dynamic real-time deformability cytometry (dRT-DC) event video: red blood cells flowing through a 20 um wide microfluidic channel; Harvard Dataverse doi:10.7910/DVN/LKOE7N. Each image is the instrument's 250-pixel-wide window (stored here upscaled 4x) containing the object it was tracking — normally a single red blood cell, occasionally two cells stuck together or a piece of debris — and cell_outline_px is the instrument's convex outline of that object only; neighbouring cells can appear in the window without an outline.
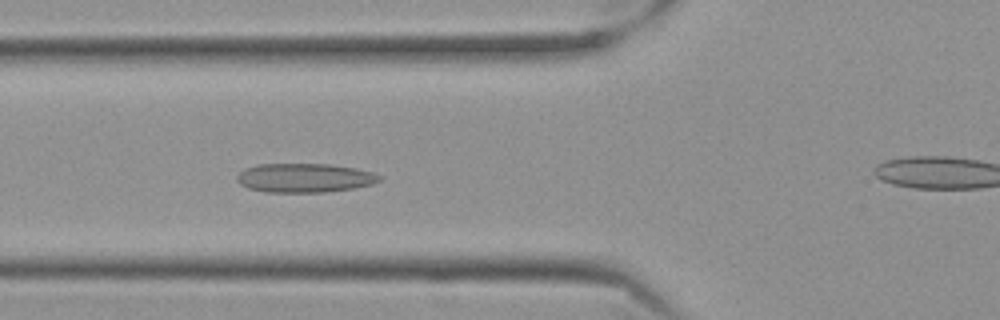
{"species": "Egyptian fruit bat (a non-hibernating species)", "species_latin": "Rousettus aegyptiacus", "temperature_condition": "cold", "stored_images_in_passage": 45, "camera_frame_rate_fps": 3000, "um_per_image_px": 0.085, "frame": {"image": 1, "passage_image": 8, "time_ms": 2.333, "image_size_px": [1000, 320], "cell_outline_px": [[380, 180], [372, 184], [352, 188], [324, 192], [264, 192], [248, 188], [240, 184], [236, 180], [236, 176], [244, 168], [256, 164], [328, 164], [356, 168], [372, 172], [380, 176]], "centroid_in_image_um": [25.83, 15.11], "position_along_channel_um": 100.0, "area_um2": 24.1}}
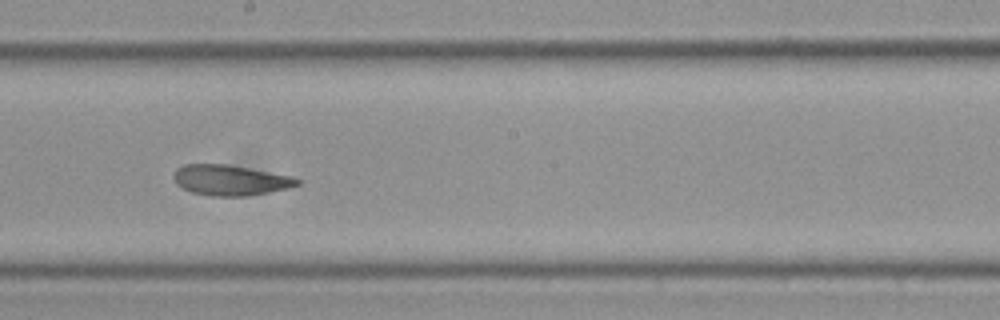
{"frame": {"image": 2, "passage_image": 19, "time_ms": 6.0, "image_size_px": [1000, 320], "cell_outline_px": [[300, 184], [288, 188], [248, 196], [208, 196], [192, 192], [176, 184], [172, 176], [176, 168], [184, 164], [228, 164], [292, 176], [300, 180]], "centroid_in_image_um": [19.55, 15.31], "position_along_channel_um": 228.7, "area_um2": 22.02}}
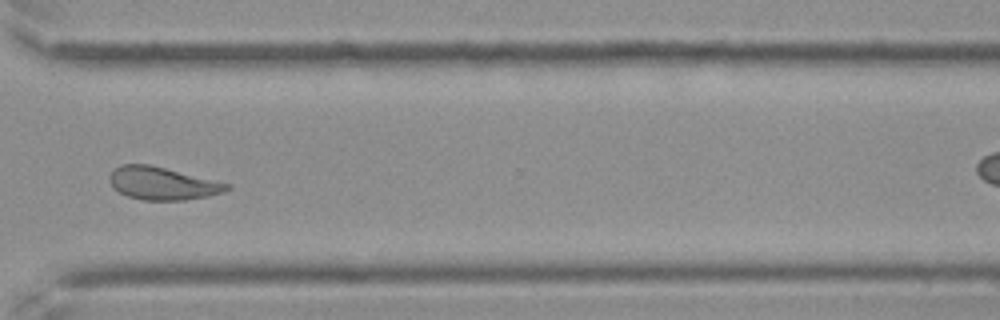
{"frame": {"image": 3, "passage_image": 30, "time_ms": 9.667, "image_size_px": [1000, 320], "cell_outline_px": [[232, 188], [224, 192], [208, 196], [184, 200], [144, 200], [128, 196], [120, 192], [108, 180], [108, 176], [120, 164], [148, 164], [232, 184]], "centroid_in_image_um": [13.84, 15.59], "position_along_channel_um": 356.8, "area_um2": 22.25}, "authors_computed_cell_mechanics": {"area_um2": 22.4264, "velocity_mm_per_s": 3.4926, "shape_relaxation_time_tau1_ms": null, "shape_relaxation_time_tau2_ms": 2.1477, "deformation_change_tau1": null, "deformation_change_tau2": 0.0941}}